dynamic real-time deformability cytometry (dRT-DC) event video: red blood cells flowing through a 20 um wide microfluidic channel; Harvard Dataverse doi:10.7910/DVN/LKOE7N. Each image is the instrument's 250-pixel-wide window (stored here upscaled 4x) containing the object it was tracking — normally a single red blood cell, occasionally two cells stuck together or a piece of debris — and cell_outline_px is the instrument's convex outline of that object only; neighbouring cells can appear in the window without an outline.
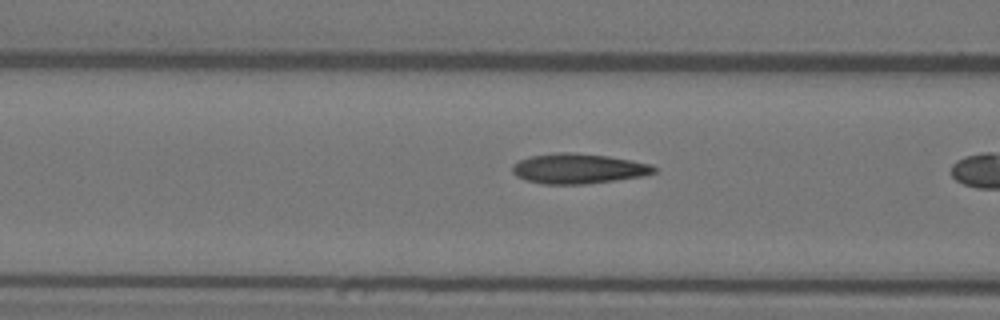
{"species": "Egyptian fruit bat (a non-hibernating species)", "species_latin": "Rousettus aegyptiacus", "temperature_condition": "warm", "stored_images_in_passage": 8, "camera_frame_rate_fps": 3000, "um_per_image_px": 0.085, "animal": {"sex": "female"}, "frame": {"image": 1, "passage_image": 7, "time_ms": 2.0, "image_size_px": [1000, 320], "cell_outline_px": [[656, 172], [644, 176], [616, 180], [584, 184], [544, 184], [528, 180], [516, 176], [512, 172], [512, 164], [520, 160], [532, 156], [556, 152], [572, 152], [608, 156], [632, 160], [652, 164], [656, 168]], "centroid_in_image_um": [49.18, 14.33], "position_along_channel_um": 117.4, "area_um2": 24.85}}